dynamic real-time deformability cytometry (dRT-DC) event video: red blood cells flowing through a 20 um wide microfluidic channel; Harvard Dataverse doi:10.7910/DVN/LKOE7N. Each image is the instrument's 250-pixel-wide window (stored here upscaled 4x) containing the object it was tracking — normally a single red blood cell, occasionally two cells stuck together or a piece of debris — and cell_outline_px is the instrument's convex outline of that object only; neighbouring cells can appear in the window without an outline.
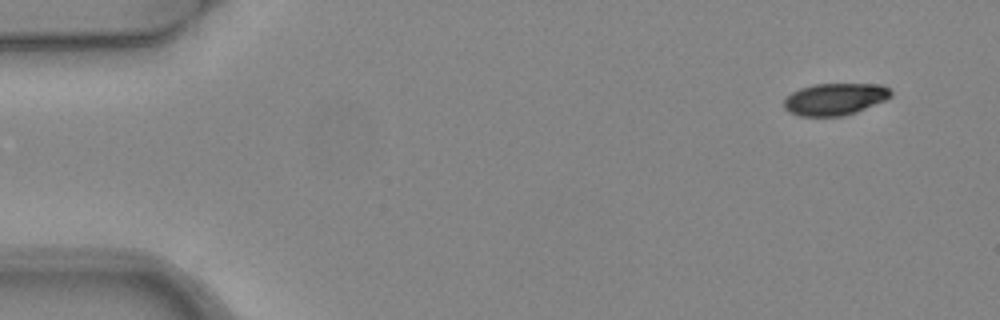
{"species": "common noctule bat (a hibernating species)", "species_latin": "Nyctalus noctula", "temperature_condition": "warm", "stored_images_in_passage": 7, "camera_frame_rate_fps": 3000, "um_per_image_px": 0.085, "animal": {"sex": "female", "body_mass_g": 24.6, "forearm_length_mm": 56.2}, "frame": {"image": 1, "passage_image": 1, "time_ms": 0.0, "image_size_px": [1000, 320], "cell_outline_px": [[892, 96], [884, 100], [856, 112], [844, 116], [800, 116], [788, 112], [784, 108], [784, 100], [792, 92], [800, 88], [816, 84], [884, 84], [892, 92]], "centroid_in_image_um": [70.96, 8.42], "position_along_channel_um": 14.0, "area_um2": 19.88}}
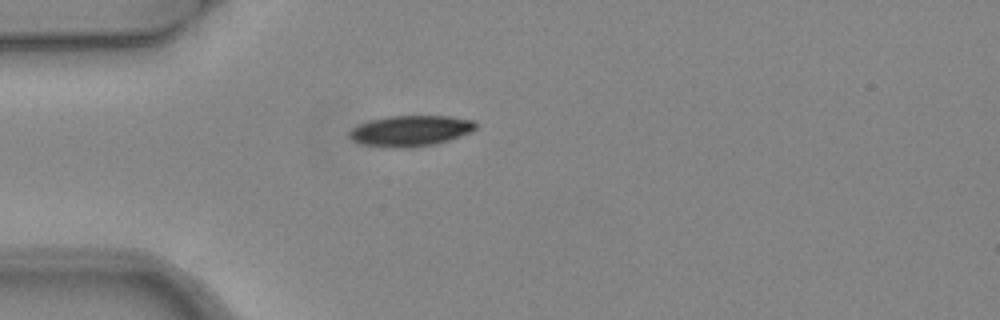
{"frame": {"image": 2, "passage_image": 7, "time_ms": 2.0, "image_size_px": [1000, 320], "cell_outline_px": [[476, 128], [460, 136], [436, 144], [412, 148], [384, 148], [360, 144], [352, 140], [348, 136], [348, 132], [356, 124], [388, 116], [448, 116], [472, 120], [476, 124]], "centroid_in_image_um": [34.81, 11.14], "position_along_channel_um": 50.2, "area_um2": 22.89}}